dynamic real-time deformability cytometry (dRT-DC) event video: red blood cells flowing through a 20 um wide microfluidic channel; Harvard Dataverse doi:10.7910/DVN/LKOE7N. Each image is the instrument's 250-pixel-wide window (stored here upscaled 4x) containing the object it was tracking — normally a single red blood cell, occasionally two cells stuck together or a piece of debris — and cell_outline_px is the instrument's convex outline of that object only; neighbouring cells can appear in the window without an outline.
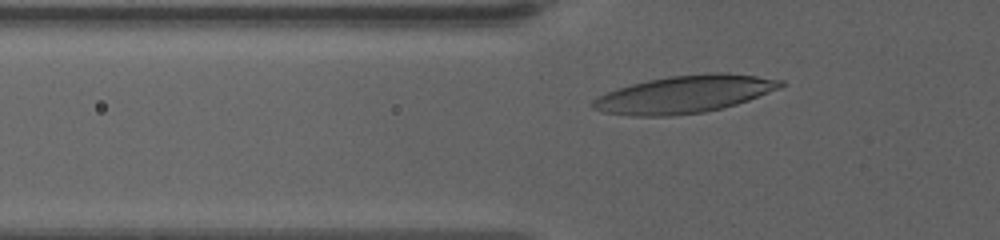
{"species": "human", "species_latin": "Homo sapiens", "temperature_condition": "warm", "stored_images_in_passage": 43, "camera_frame_rate_fps": 3000, "um_per_image_px": 0.085, "donor": {"sex": "female"}, "frame": {"image": 1, "passage_image": 12, "time_ms": 3.667, "image_size_px": [1000, 240], "cell_outline_px": [[784, 84], [780, 88], [748, 100], [736, 104], [704, 112], [668, 116], [632, 116], [600, 112], [592, 108], [588, 104], [596, 96], [616, 88], [648, 80], [668, 76], [712, 72], [728, 72], [784, 80]], "centroid_in_image_um": [58.12, 8.01], "position_along_channel_um": 67.7, "area_um2": 41.27}}
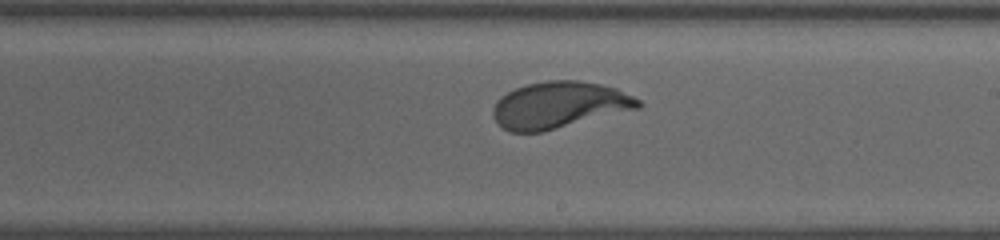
{"frame": {"image": 2, "passage_image": 28, "time_ms": 9.0, "image_size_px": [1000, 240], "cell_outline_px": [[640, 108], [544, 132], [508, 132], [496, 120], [492, 112], [492, 108], [496, 100], [500, 96], [516, 88], [528, 84], [548, 80], [580, 80], [600, 84], [616, 88], [640, 100]], "centroid_in_image_um": [47.52, 8.93], "position_along_channel_um": 241.5, "area_um2": 39.48}}
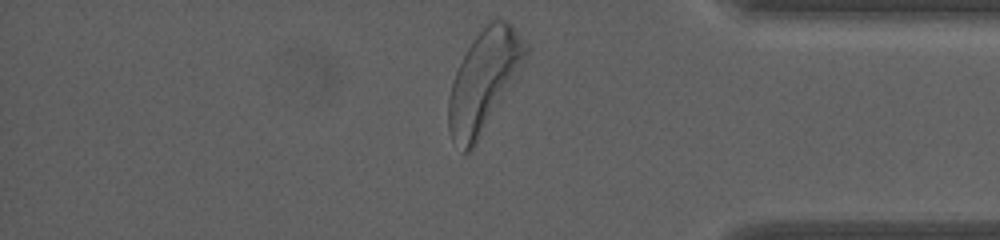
{"frame": {"image": 3, "passage_image": 43, "time_ms": 14.0, "image_size_px": [1000, 240], "cell_outline_px": [[532, 48], [528, 56], [472, 152], [464, 152], [452, 140], [448, 128], [448, 96], [452, 80], [468, 48], [476, 36], [492, 20], [504, 20], [512, 24]], "centroid_in_image_um": [41.15, 6.89], "position_along_channel_um": 394.1, "area_um2": 45.08}, "authors_computed_cell_mechanics": {"area_um2": 38.8416, "velocity_mm_per_s": 3.3622, "shape_relaxation_time_tau1_ms": 2.8297, "shape_relaxation_time_tau2_ms": null, "deformation_change_tau1": 0.194, "deformation_change_tau2": null}}